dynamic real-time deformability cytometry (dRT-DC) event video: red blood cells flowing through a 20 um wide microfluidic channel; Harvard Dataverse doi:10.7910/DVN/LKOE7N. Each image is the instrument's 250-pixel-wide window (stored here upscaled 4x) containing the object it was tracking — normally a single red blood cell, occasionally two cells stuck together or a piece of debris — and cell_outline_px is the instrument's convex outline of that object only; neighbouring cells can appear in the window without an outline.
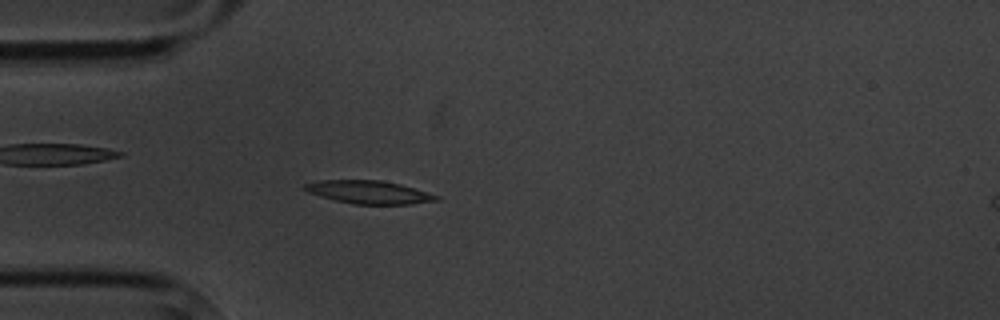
{"species": "common noctule bat (a hibernating species)", "species_latin": "Nyctalus noctula", "temperature_condition": "cold", "stored_images_in_passage": 1, "camera_frame_rate_fps": 3000, "um_per_image_px": 0.085, "animal": {"sex": "male", "body_mass_g": 20.1, "forearm_length_mm": 53.5}, "frame": {"image": 1, "passage_image": 1, "time_ms": 0.0, "image_size_px": [1000, 320], "cell_outline_px": [[440, 200], [412, 204], [356, 204], [336, 200], [320, 196], [308, 192], [300, 188], [304, 184], [320, 180], [380, 180], [400, 184], [440, 196]], "centroid_in_image_um": [31.35, 16.33], "position_along_channel_um": 53.7, "area_um2": 17.63}}